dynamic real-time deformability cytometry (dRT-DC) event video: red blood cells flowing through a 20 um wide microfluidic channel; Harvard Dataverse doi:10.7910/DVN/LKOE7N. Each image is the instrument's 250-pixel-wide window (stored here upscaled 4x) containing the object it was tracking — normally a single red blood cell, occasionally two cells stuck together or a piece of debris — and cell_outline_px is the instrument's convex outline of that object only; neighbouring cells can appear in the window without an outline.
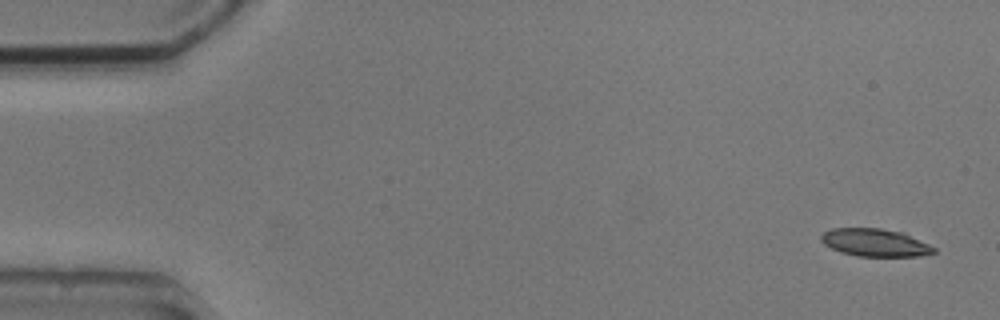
{"species": "common noctule bat (a hibernating species)", "species_latin": "Nyctalus noctula", "temperature_condition": "cold", "stored_images_in_passage": 5, "camera_frame_rate_fps": 3000, "um_per_image_px": 0.085, "animal": {"sex": "male", "body_mass_g": 20.5, "forearm_length_mm": 52.5}, "frame": {"image": 1, "passage_image": 1, "time_ms": 0.0, "image_size_px": [1000, 320], "cell_outline_px": [[936, 252], [920, 256], [856, 256], [840, 252], [824, 244], [820, 240], [820, 236], [824, 232], [832, 228], [880, 228], [904, 232], [936, 248]], "centroid_in_image_um": [74.37, 20.62], "position_along_channel_um": 10.6, "area_um2": 18.26}}
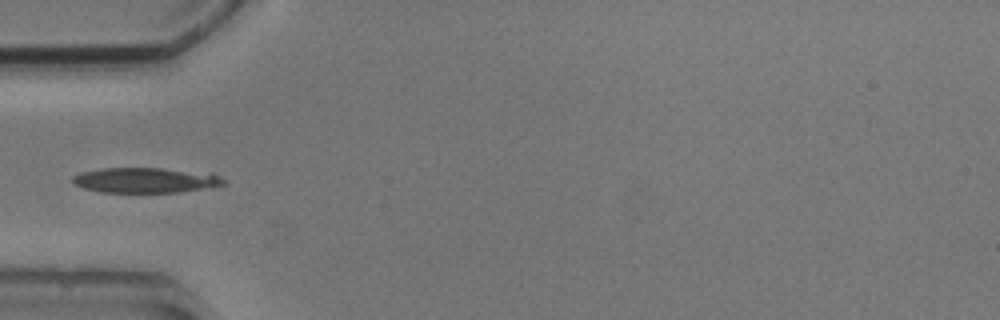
{"frame": {"image": 2, "passage_image": 5, "time_ms": 5.0, "image_size_px": [1000, 320], "cell_outline_px": [[228, 184], [176, 192], [100, 192], [84, 188], [72, 184], [72, 176], [80, 172], [100, 168], [160, 168], [212, 172], [220, 176]], "centroid_in_image_um": [12.36, 15.3], "position_along_channel_um": 72.6, "area_um2": 22.37}}